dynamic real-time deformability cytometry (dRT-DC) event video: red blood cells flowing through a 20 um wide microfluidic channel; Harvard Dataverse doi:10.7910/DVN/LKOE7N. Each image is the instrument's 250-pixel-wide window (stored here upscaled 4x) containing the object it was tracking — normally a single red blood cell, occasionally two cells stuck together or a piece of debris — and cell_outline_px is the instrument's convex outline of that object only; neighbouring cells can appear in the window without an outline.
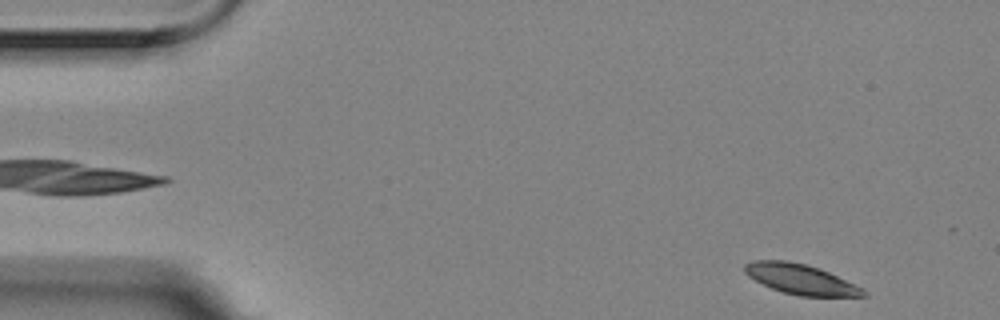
{"species": "Egyptian fruit bat (a non-hibernating species)", "species_latin": "Rousettus aegyptiacus", "temperature_condition": "room temperature", "stored_images_in_passage": 5, "segment_of_instrument_passage": [2, 2], "camera_frame_rate_fps": 3000, "um_per_image_px": 0.085, "animal": {"sex": "female"}, "frame": {"image": 1, "passage_image": 5, "time_ms": 1.333, "image_size_px": [1000, 320], "cell_outline_px": [[868, 296], [800, 296], [784, 292], [772, 288], [748, 276], [744, 272], [744, 264], [752, 260], [788, 260], [820, 268], [864, 288], [868, 292]], "centroid_in_image_um": [68.08, 23.72], "position_along_channel_um": 16.9, "area_um2": 20.81}}